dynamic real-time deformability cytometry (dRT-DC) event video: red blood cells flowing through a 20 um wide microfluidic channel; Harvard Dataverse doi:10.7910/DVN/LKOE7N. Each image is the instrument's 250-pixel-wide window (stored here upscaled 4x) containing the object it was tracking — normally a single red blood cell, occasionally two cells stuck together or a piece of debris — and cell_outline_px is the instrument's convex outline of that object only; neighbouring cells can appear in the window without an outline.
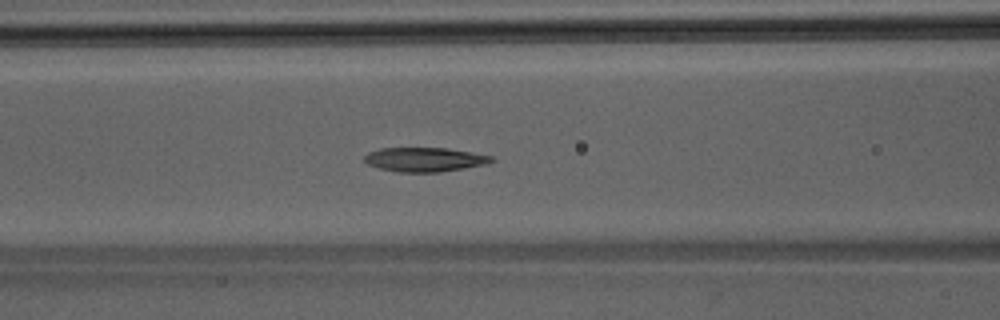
{"species": "Egyptian fruit bat (a non-hibernating species)", "species_latin": "Rousettus aegyptiacus", "temperature_condition": "room temperature", "stored_images_in_passage": 33, "camera_frame_rate_fps": 3000, "um_per_image_px": 0.085, "animal": {"sex": "male"}, "frame": {"image": 1, "passage_image": 6, "time_ms": 1.667, "image_size_px": [1000, 320], "cell_outline_px": [[496, 160], [484, 164], [464, 168], [440, 172], [400, 172], [380, 168], [368, 164], [364, 160], [364, 156], [368, 152], [380, 148], [448, 148], [492, 156]], "centroid_in_image_um": [36.08, 13.55], "position_along_channel_um": 130.5, "area_um2": 17.8}}
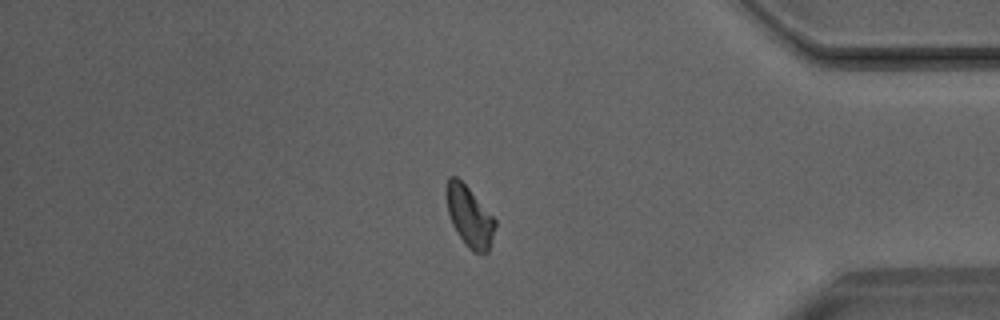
{"frame": {"image": 2, "passage_image": 26, "time_ms": 8.333, "image_size_px": [1000, 320], "cell_outline_px": [[496, 224], [488, 252], [484, 256], [468, 248], [456, 232], [452, 224], [448, 212], [444, 192], [444, 188], [448, 176], [456, 176], [468, 188], [496, 220]], "centroid_in_image_um": [39.87, 18.39], "position_along_channel_um": 395.3, "area_um2": 17.28}}
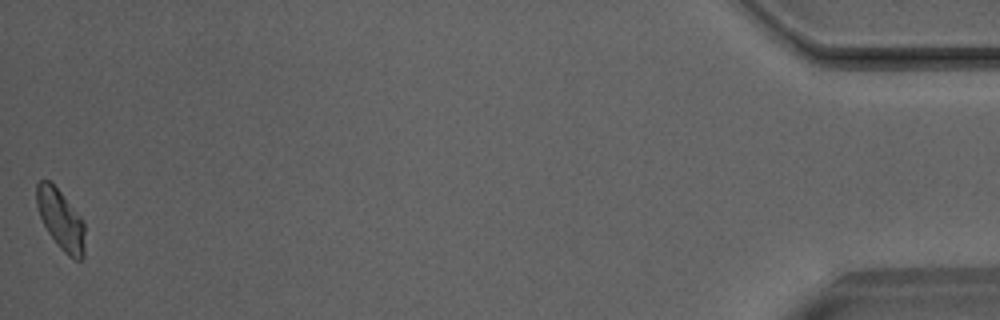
{"frame": {"image": 3, "passage_image": 33, "time_ms": 10.667, "image_size_px": [1000, 320], "cell_outline_px": [[84, 256], [80, 260], [76, 260], [68, 256], [60, 248], [48, 232], [40, 216], [36, 204], [36, 184], [40, 180], [48, 180], [60, 192], [84, 220]], "centroid_in_image_um": [5.17, 18.68], "position_along_channel_um": 430.0, "area_um2": 16.76}}